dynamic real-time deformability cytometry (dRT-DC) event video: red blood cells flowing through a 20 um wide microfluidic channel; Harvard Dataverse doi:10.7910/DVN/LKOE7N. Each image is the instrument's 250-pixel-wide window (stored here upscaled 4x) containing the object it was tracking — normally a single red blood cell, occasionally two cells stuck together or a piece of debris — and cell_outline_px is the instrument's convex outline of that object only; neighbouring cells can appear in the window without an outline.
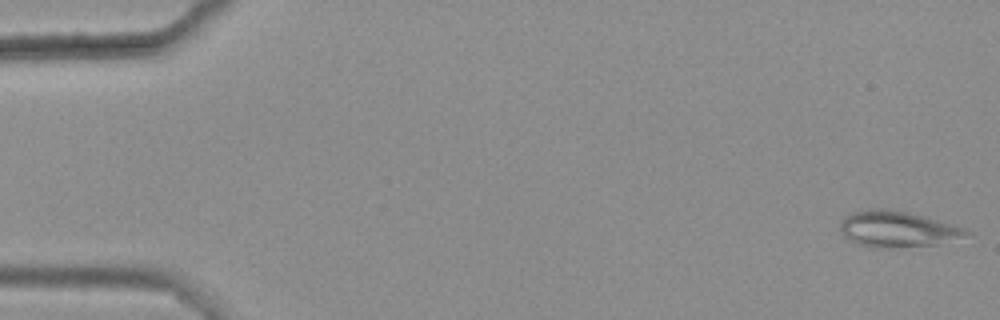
{"species": "common noctule bat (a hibernating species)", "species_latin": "Nyctalus noctula", "temperature_condition": "warm", "stored_images_in_passage": 5, "camera_frame_rate_fps": 3000, "um_per_image_px": 0.085, "animal": {"sex": "female", "body_mass_g": 25.1}, "frame": {"image": 1, "passage_image": 1, "time_ms": 0.0, "image_size_px": [1000, 320], "cell_outline_px": [[972, 232], [936, 244], [888, 248], [868, 248], [856, 244], [848, 240], [840, 232], [840, 220], [844, 216], [852, 212], [868, 208], [884, 208], [908, 212], [964, 228]], "centroid_in_image_um": [76.12, 19.47], "position_along_channel_um": 8.9, "area_um2": 26.3}}